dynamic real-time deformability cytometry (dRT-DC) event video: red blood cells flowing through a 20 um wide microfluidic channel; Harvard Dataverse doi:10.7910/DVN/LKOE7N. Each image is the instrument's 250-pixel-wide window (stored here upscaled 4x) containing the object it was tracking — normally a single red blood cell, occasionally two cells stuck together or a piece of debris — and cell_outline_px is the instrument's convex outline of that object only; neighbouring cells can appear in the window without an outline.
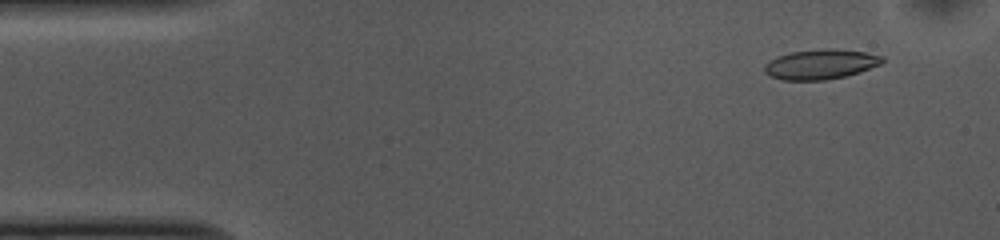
{"species": "common noctule bat (a hibernating species)", "species_latin": "Nyctalus noctula", "temperature_condition": "cold", "stored_images_in_passage": 52, "camera_frame_rate_fps": 3000, "um_per_image_px": 0.085, "animal": {"sex": "female", "body_mass_g": 10.0, "forearm_length_mm": 53.1}, "frame": {"image": 1, "passage_image": 4, "time_ms": 1.0, "image_size_px": [1000, 240], "cell_outline_px": [[884, 60], [880, 64], [860, 72], [844, 76], [824, 80], [780, 80], [768, 76], [764, 72], [764, 64], [776, 56], [788, 52], [824, 48], [832, 48], [868, 52], [884, 56]], "centroid_in_image_um": [69.72, 5.45], "position_along_channel_um": 15.3, "area_um2": 20.87}}
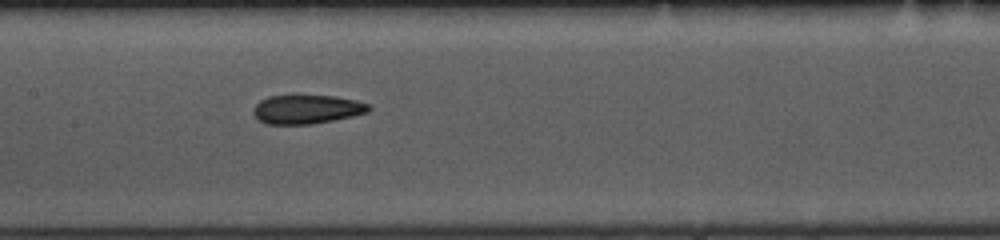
{"frame": {"image": 2, "passage_image": 24, "time_ms": 7.667, "image_size_px": [1000, 240], "cell_outline_px": [[372, 108], [368, 112], [352, 116], [312, 124], [268, 124], [256, 120], [252, 112], [252, 108], [260, 100], [268, 96], [292, 92], [296, 92], [336, 96], [356, 100], [368, 104]], "centroid_in_image_um": [26.01, 9.23], "position_along_channel_um": 181.4, "area_um2": 20.52}}
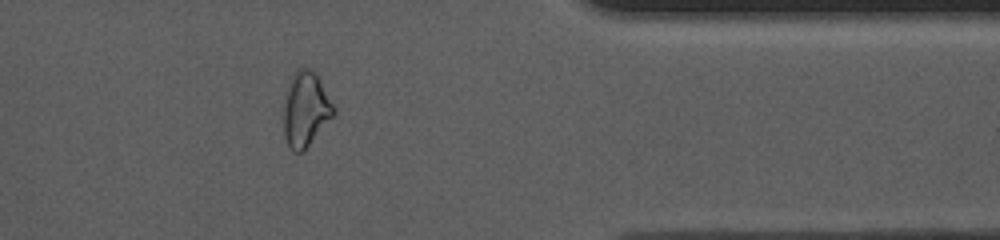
{"frame": {"image": 3, "passage_image": 42, "time_ms": 13.667, "image_size_px": [1000, 240], "cell_outline_px": [[336, 112], [304, 152], [292, 152], [284, 136], [284, 108], [288, 80], [292, 72], [296, 68], [312, 68], [320, 76], [336, 108]], "centroid_in_image_um": [26.0, 9.24], "position_along_channel_um": 385.4, "area_um2": 22.43}, "authors_computed_cell_mechanics": {"area_um2": 20.5768, "velocity_mm_per_s": 3.7405, "shape_relaxation_time_tau1_ms": 5.3716, "shape_relaxation_time_tau2_ms": 2.8612, "deformation_change_tau1": 0.1494, "deformation_change_tau2": 0.1084}}